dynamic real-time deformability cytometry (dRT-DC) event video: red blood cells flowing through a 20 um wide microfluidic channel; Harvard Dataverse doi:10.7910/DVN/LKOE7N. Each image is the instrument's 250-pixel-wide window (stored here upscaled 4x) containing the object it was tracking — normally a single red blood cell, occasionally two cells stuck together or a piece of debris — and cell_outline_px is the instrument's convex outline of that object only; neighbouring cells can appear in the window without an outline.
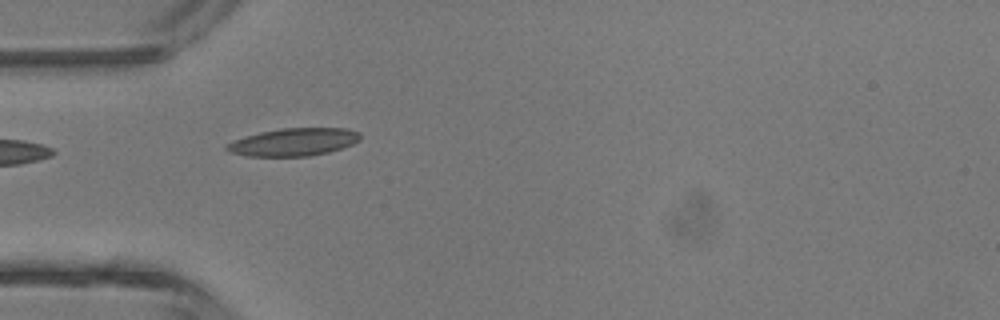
{"species": "common noctule bat (a hibernating species)", "species_latin": "Nyctalus noctula", "temperature_condition": "room temperature", "stored_images_in_passage": 4, "camera_frame_rate_fps": 3000, "um_per_image_px": 0.085, "animal": {"sex": "male", "body_mass_g": 13.3}, "frame": {"image": 1, "passage_image": 4, "time_ms": 3.667, "image_size_px": [1000, 320], "cell_outline_px": [[360, 140], [352, 144], [328, 152], [308, 156], [248, 156], [232, 152], [224, 148], [224, 144], [260, 132], [280, 128], [344, 128], [360, 132]], "centroid_in_image_um": [24.97, 12.07], "position_along_channel_um": 60.0, "area_um2": 21.33}}